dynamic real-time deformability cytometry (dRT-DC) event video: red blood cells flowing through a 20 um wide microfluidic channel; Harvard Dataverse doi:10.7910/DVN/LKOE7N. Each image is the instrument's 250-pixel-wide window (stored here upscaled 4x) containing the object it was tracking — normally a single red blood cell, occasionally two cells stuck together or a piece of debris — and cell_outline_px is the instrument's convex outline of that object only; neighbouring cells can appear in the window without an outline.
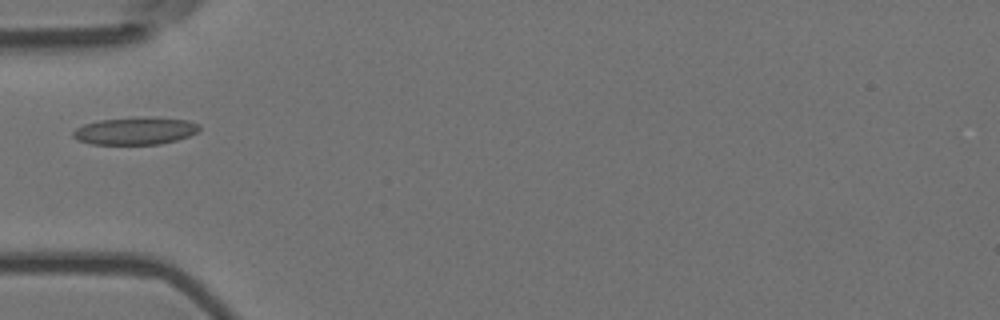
{"species": "Egyptian fruit bat (a non-hibernating species)", "species_latin": "Rousettus aegyptiacus", "temperature_condition": "room temperature", "stored_images_in_passage": 6, "camera_frame_rate_fps": 3000, "um_per_image_px": 0.085, "animal": {"sex": "female"}, "frame": {"image": 1, "passage_image": 5, "time_ms": 1.333, "image_size_px": [1000, 320], "cell_outline_px": [[200, 128], [196, 132], [188, 136], [176, 140], [160, 144], [92, 144], [76, 140], [72, 136], [72, 132], [76, 128], [84, 124], [100, 120], [188, 120], [200, 124]], "centroid_in_image_um": [11.43, 11.19], "position_along_channel_um": 73.6, "area_um2": 19.02}}
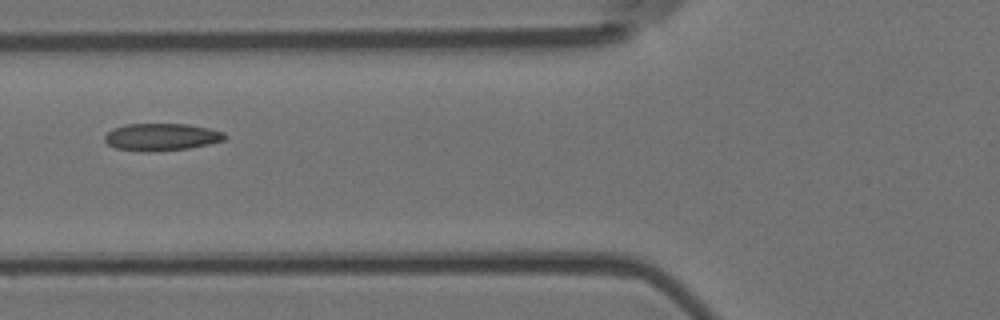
{"frame": {"image": 2, "passage_image": 6, "time_ms": 1.667, "image_size_px": [1000, 320], "cell_outline_px": [[228, 136], [224, 140], [208, 144], [188, 148], [152, 152], [140, 152], [116, 148], [108, 144], [104, 140], [104, 136], [112, 128], [124, 124], [188, 124], [208, 128], [224, 132]], "centroid_in_image_um": [13.7, 11.64], "position_along_channel_um": 112.1, "area_um2": 19.25}}